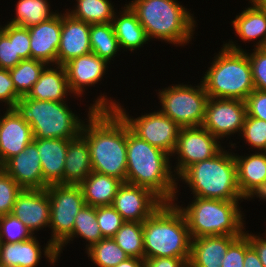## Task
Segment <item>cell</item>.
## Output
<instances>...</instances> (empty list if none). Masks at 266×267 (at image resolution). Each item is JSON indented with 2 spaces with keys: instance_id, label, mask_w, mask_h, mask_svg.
Returning a JSON list of instances; mask_svg holds the SVG:
<instances>
[{
  "instance_id": "6da1fadb",
  "label": "cell",
  "mask_w": 266,
  "mask_h": 267,
  "mask_svg": "<svg viewBox=\"0 0 266 267\" xmlns=\"http://www.w3.org/2000/svg\"><path fill=\"white\" fill-rule=\"evenodd\" d=\"M81 135L87 140L92 171L126 182L127 124L115 110L88 109Z\"/></svg>"
},
{
  "instance_id": "7a4b0ae2",
  "label": "cell",
  "mask_w": 266,
  "mask_h": 267,
  "mask_svg": "<svg viewBox=\"0 0 266 267\" xmlns=\"http://www.w3.org/2000/svg\"><path fill=\"white\" fill-rule=\"evenodd\" d=\"M169 156L162 149L138 138L127 125L126 183L151 190L163 202L176 201L178 183L171 171Z\"/></svg>"
},
{
  "instance_id": "3957f363",
  "label": "cell",
  "mask_w": 266,
  "mask_h": 267,
  "mask_svg": "<svg viewBox=\"0 0 266 267\" xmlns=\"http://www.w3.org/2000/svg\"><path fill=\"white\" fill-rule=\"evenodd\" d=\"M191 236L183 213L164 202L143 222L144 259L190 258Z\"/></svg>"
},
{
  "instance_id": "277c9868",
  "label": "cell",
  "mask_w": 266,
  "mask_h": 267,
  "mask_svg": "<svg viewBox=\"0 0 266 267\" xmlns=\"http://www.w3.org/2000/svg\"><path fill=\"white\" fill-rule=\"evenodd\" d=\"M215 57L201 79L207 95L244 101L255 90L247 52L229 41Z\"/></svg>"
},
{
  "instance_id": "5b68a950",
  "label": "cell",
  "mask_w": 266,
  "mask_h": 267,
  "mask_svg": "<svg viewBox=\"0 0 266 267\" xmlns=\"http://www.w3.org/2000/svg\"><path fill=\"white\" fill-rule=\"evenodd\" d=\"M128 6L149 39L158 38L180 46L192 40L196 22L176 0H132Z\"/></svg>"
},
{
  "instance_id": "8992f818",
  "label": "cell",
  "mask_w": 266,
  "mask_h": 267,
  "mask_svg": "<svg viewBox=\"0 0 266 267\" xmlns=\"http://www.w3.org/2000/svg\"><path fill=\"white\" fill-rule=\"evenodd\" d=\"M223 150L210 159L192 164L179 176L189 185L193 197L226 201L244 199L238 186L234 152Z\"/></svg>"
},
{
  "instance_id": "52a82bcc",
  "label": "cell",
  "mask_w": 266,
  "mask_h": 267,
  "mask_svg": "<svg viewBox=\"0 0 266 267\" xmlns=\"http://www.w3.org/2000/svg\"><path fill=\"white\" fill-rule=\"evenodd\" d=\"M183 213L192 239L203 236H241L245 226L238 201L194 197Z\"/></svg>"
},
{
  "instance_id": "ba28073f",
  "label": "cell",
  "mask_w": 266,
  "mask_h": 267,
  "mask_svg": "<svg viewBox=\"0 0 266 267\" xmlns=\"http://www.w3.org/2000/svg\"><path fill=\"white\" fill-rule=\"evenodd\" d=\"M66 104L22 96L13 109L31 126L34 138L72 140L81 134L85 122L72 113Z\"/></svg>"
},
{
  "instance_id": "9c48e42d",
  "label": "cell",
  "mask_w": 266,
  "mask_h": 267,
  "mask_svg": "<svg viewBox=\"0 0 266 267\" xmlns=\"http://www.w3.org/2000/svg\"><path fill=\"white\" fill-rule=\"evenodd\" d=\"M50 199L51 239L44 247V255L51 264L58 260L57 248L72 234L74 220L85 205L80 185L53 184L46 188Z\"/></svg>"
},
{
  "instance_id": "30bf717a",
  "label": "cell",
  "mask_w": 266,
  "mask_h": 267,
  "mask_svg": "<svg viewBox=\"0 0 266 267\" xmlns=\"http://www.w3.org/2000/svg\"><path fill=\"white\" fill-rule=\"evenodd\" d=\"M106 95L97 97L92 105L95 110H115L138 138L158 147L170 156L173 155L181 127L160 111L147 113L138 118H131L121 108L119 102L108 100ZM113 101V102H112Z\"/></svg>"
},
{
  "instance_id": "8fae6325",
  "label": "cell",
  "mask_w": 266,
  "mask_h": 267,
  "mask_svg": "<svg viewBox=\"0 0 266 267\" xmlns=\"http://www.w3.org/2000/svg\"><path fill=\"white\" fill-rule=\"evenodd\" d=\"M158 96L162 104L159 111L181 128L202 126L209 99L202 82L196 88L183 83L166 87Z\"/></svg>"
},
{
  "instance_id": "7c38bea8",
  "label": "cell",
  "mask_w": 266,
  "mask_h": 267,
  "mask_svg": "<svg viewBox=\"0 0 266 267\" xmlns=\"http://www.w3.org/2000/svg\"><path fill=\"white\" fill-rule=\"evenodd\" d=\"M218 140L203 126L182 127L173 152V155H178V163L174 167L177 178L192 164L217 155L223 149Z\"/></svg>"
},
{
  "instance_id": "4fadbf2b",
  "label": "cell",
  "mask_w": 266,
  "mask_h": 267,
  "mask_svg": "<svg viewBox=\"0 0 266 267\" xmlns=\"http://www.w3.org/2000/svg\"><path fill=\"white\" fill-rule=\"evenodd\" d=\"M246 105L240 99L209 97L202 126L218 139L242 131Z\"/></svg>"
},
{
  "instance_id": "5bb4252c",
  "label": "cell",
  "mask_w": 266,
  "mask_h": 267,
  "mask_svg": "<svg viewBox=\"0 0 266 267\" xmlns=\"http://www.w3.org/2000/svg\"><path fill=\"white\" fill-rule=\"evenodd\" d=\"M164 203L151 190L123 182L112 206L125 221L143 223Z\"/></svg>"
},
{
  "instance_id": "9a60e30c",
  "label": "cell",
  "mask_w": 266,
  "mask_h": 267,
  "mask_svg": "<svg viewBox=\"0 0 266 267\" xmlns=\"http://www.w3.org/2000/svg\"><path fill=\"white\" fill-rule=\"evenodd\" d=\"M11 214L34 234L49 227L50 199L46 189H23L16 197Z\"/></svg>"
},
{
  "instance_id": "2e32d148",
  "label": "cell",
  "mask_w": 266,
  "mask_h": 267,
  "mask_svg": "<svg viewBox=\"0 0 266 267\" xmlns=\"http://www.w3.org/2000/svg\"><path fill=\"white\" fill-rule=\"evenodd\" d=\"M1 168L22 189H46L37 145L32 141L19 154L8 159Z\"/></svg>"
},
{
  "instance_id": "e0dca14e",
  "label": "cell",
  "mask_w": 266,
  "mask_h": 267,
  "mask_svg": "<svg viewBox=\"0 0 266 267\" xmlns=\"http://www.w3.org/2000/svg\"><path fill=\"white\" fill-rule=\"evenodd\" d=\"M6 109L0 117V167L34 139L31 126L13 108Z\"/></svg>"
},
{
  "instance_id": "ac0fdd59",
  "label": "cell",
  "mask_w": 266,
  "mask_h": 267,
  "mask_svg": "<svg viewBox=\"0 0 266 267\" xmlns=\"http://www.w3.org/2000/svg\"><path fill=\"white\" fill-rule=\"evenodd\" d=\"M62 14L28 28L31 58L49 64H57L60 45ZM55 63V64H54Z\"/></svg>"
},
{
  "instance_id": "d6986e66",
  "label": "cell",
  "mask_w": 266,
  "mask_h": 267,
  "mask_svg": "<svg viewBox=\"0 0 266 267\" xmlns=\"http://www.w3.org/2000/svg\"><path fill=\"white\" fill-rule=\"evenodd\" d=\"M90 52V24L74 19L70 14L64 12L57 64L64 65L71 59Z\"/></svg>"
},
{
  "instance_id": "ffe728a7",
  "label": "cell",
  "mask_w": 266,
  "mask_h": 267,
  "mask_svg": "<svg viewBox=\"0 0 266 267\" xmlns=\"http://www.w3.org/2000/svg\"><path fill=\"white\" fill-rule=\"evenodd\" d=\"M108 62L90 52L65 63L68 85L72 94L80 97L84 87L97 84L105 74ZM90 85V86H89Z\"/></svg>"
},
{
  "instance_id": "44dd1931",
  "label": "cell",
  "mask_w": 266,
  "mask_h": 267,
  "mask_svg": "<svg viewBox=\"0 0 266 267\" xmlns=\"http://www.w3.org/2000/svg\"><path fill=\"white\" fill-rule=\"evenodd\" d=\"M234 159L242 197L246 200L258 196L266 186V153L258 151L249 156L234 154Z\"/></svg>"
},
{
  "instance_id": "7402d4cb",
  "label": "cell",
  "mask_w": 266,
  "mask_h": 267,
  "mask_svg": "<svg viewBox=\"0 0 266 267\" xmlns=\"http://www.w3.org/2000/svg\"><path fill=\"white\" fill-rule=\"evenodd\" d=\"M69 141L57 138L33 139L40 157L43 180L48 186L63 184V170Z\"/></svg>"
},
{
  "instance_id": "603a6c76",
  "label": "cell",
  "mask_w": 266,
  "mask_h": 267,
  "mask_svg": "<svg viewBox=\"0 0 266 267\" xmlns=\"http://www.w3.org/2000/svg\"><path fill=\"white\" fill-rule=\"evenodd\" d=\"M240 236H203L191 240L188 267H221L229 246Z\"/></svg>"
},
{
  "instance_id": "cb8c5ba5",
  "label": "cell",
  "mask_w": 266,
  "mask_h": 267,
  "mask_svg": "<svg viewBox=\"0 0 266 267\" xmlns=\"http://www.w3.org/2000/svg\"><path fill=\"white\" fill-rule=\"evenodd\" d=\"M47 67L44 68L26 97L34 100L65 102L64 100L67 98L65 96L72 93L68 85L65 67L58 64L54 68Z\"/></svg>"
},
{
  "instance_id": "d4e9b609",
  "label": "cell",
  "mask_w": 266,
  "mask_h": 267,
  "mask_svg": "<svg viewBox=\"0 0 266 267\" xmlns=\"http://www.w3.org/2000/svg\"><path fill=\"white\" fill-rule=\"evenodd\" d=\"M92 173L87 140L80 134L68 143L63 170V184L80 185Z\"/></svg>"
},
{
  "instance_id": "484cf974",
  "label": "cell",
  "mask_w": 266,
  "mask_h": 267,
  "mask_svg": "<svg viewBox=\"0 0 266 267\" xmlns=\"http://www.w3.org/2000/svg\"><path fill=\"white\" fill-rule=\"evenodd\" d=\"M123 181L109 175L92 173L80 184L86 205L111 206Z\"/></svg>"
},
{
  "instance_id": "4316f807",
  "label": "cell",
  "mask_w": 266,
  "mask_h": 267,
  "mask_svg": "<svg viewBox=\"0 0 266 267\" xmlns=\"http://www.w3.org/2000/svg\"><path fill=\"white\" fill-rule=\"evenodd\" d=\"M251 7L246 8L240 15L232 21L235 33L245 41H253L259 39L255 48L266 47V14L260 6L250 0Z\"/></svg>"
},
{
  "instance_id": "83f0119b",
  "label": "cell",
  "mask_w": 266,
  "mask_h": 267,
  "mask_svg": "<svg viewBox=\"0 0 266 267\" xmlns=\"http://www.w3.org/2000/svg\"><path fill=\"white\" fill-rule=\"evenodd\" d=\"M123 9L119 14L120 17L115 12L112 24L119 47L133 52V50L139 49L149 41V38L131 8L125 4Z\"/></svg>"
},
{
  "instance_id": "f1b7e54d",
  "label": "cell",
  "mask_w": 266,
  "mask_h": 267,
  "mask_svg": "<svg viewBox=\"0 0 266 267\" xmlns=\"http://www.w3.org/2000/svg\"><path fill=\"white\" fill-rule=\"evenodd\" d=\"M41 250L35 236L22 242H0V263L11 267H37Z\"/></svg>"
},
{
  "instance_id": "f546056e",
  "label": "cell",
  "mask_w": 266,
  "mask_h": 267,
  "mask_svg": "<svg viewBox=\"0 0 266 267\" xmlns=\"http://www.w3.org/2000/svg\"><path fill=\"white\" fill-rule=\"evenodd\" d=\"M76 235L88 241L85 249H89L93 244L104 238L97 222L96 207L85 204L80 209L74 220L72 234L57 248L58 256L61 254L63 247L70 240L72 241V238L77 237Z\"/></svg>"
},
{
  "instance_id": "4dcf8cb0",
  "label": "cell",
  "mask_w": 266,
  "mask_h": 267,
  "mask_svg": "<svg viewBox=\"0 0 266 267\" xmlns=\"http://www.w3.org/2000/svg\"><path fill=\"white\" fill-rule=\"evenodd\" d=\"M77 5L68 11L74 19L88 24L112 23L115 14L114 6L109 0H76Z\"/></svg>"
},
{
  "instance_id": "1f68e13d",
  "label": "cell",
  "mask_w": 266,
  "mask_h": 267,
  "mask_svg": "<svg viewBox=\"0 0 266 267\" xmlns=\"http://www.w3.org/2000/svg\"><path fill=\"white\" fill-rule=\"evenodd\" d=\"M49 8L47 0H19L15 9L16 17L8 23L26 28L38 25L57 14L51 12Z\"/></svg>"
},
{
  "instance_id": "d6a6232c",
  "label": "cell",
  "mask_w": 266,
  "mask_h": 267,
  "mask_svg": "<svg viewBox=\"0 0 266 267\" xmlns=\"http://www.w3.org/2000/svg\"><path fill=\"white\" fill-rule=\"evenodd\" d=\"M90 44L91 52L110 62L120 49L113 24H90Z\"/></svg>"
},
{
  "instance_id": "836d02e7",
  "label": "cell",
  "mask_w": 266,
  "mask_h": 267,
  "mask_svg": "<svg viewBox=\"0 0 266 267\" xmlns=\"http://www.w3.org/2000/svg\"><path fill=\"white\" fill-rule=\"evenodd\" d=\"M47 65L44 62L34 59H24L14 68L9 69L11 79L13 80L16 94L21 98L26 96L32 89V86L38 81L40 74Z\"/></svg>"
},
{
  "instance_id": "e575fe53",
  "label": "cell",
  "mask_w": 266,
  "mask_h": 267,
  "mask_svg": "<svg viewBox=\"0 0 266 267\" xmlns=\"http://www.w3.org/2000/svg\"><path fill=\"white\" fill-rule=\"evenodd\" d=\"M112 238L129 257L144 259L143 223L125 221Z\"/></svg>"
},
{
  "instance_id": "d590c367",
  "label": "cell",
  "mask_w": 266,
  "mask_h": 267,
  "mask_svg": "<svg viewBox=\"0 0 266 267\" xmlns=\"http://www.w3.org/2000/svg\"><path fill=\"white\" fill-rule=\"evenodd\" d=\"M86 253L98 267H115L129 257L113 238L101 239L87 249Z\"/></svg>"
},
{
  "instance_id": "8d00e7d4",
  "label": "cell",
  "mask_w": 266,
  "mask_h": 267,
  "mask_svg": "<svg viewBox=\"0 0 266 267\" xmlns=\"http://www.w3.org/2000/svg\"><path fill=\"white\" fill-rule=\"evenodd\" d=\"M33 237L31 231L12 214L0 216V242H22Z\"/></svg>"
},
{
  "instance_id": "74e56055",
  "label": "cell",
  "mask_w": 266,
  "mask_h": 267,
  "mask_svg": "<svg viewBox=\"0 0 266 267\" xmlns=\"http://www.w3.org/2000/svg\"><path fill=\"white\" fill-rule=\"evenodd\" d=\"M23 189L0 167V216L11 214L15 199Z\"/></svg>"
},
{
  "instance_id": "f35d334b",
  "label": "cell",
  "mask_w": 266,
  "mask_h": 267,
  "mask_svg": "<svg viewBox=\"0 0 266 267\" xmlns=\"http://www.w3.org/2000/svg\"><path fill=\"white\" fill-rule=\"evenodd\" d=\"M96 216L104 238H112L125 223V220L112 205L96 207Z\"/></svg>"
},
{
  "instance_id": "ab89813d",
  "label": "cell",
  "mask_w": 266,
  "mask_h": 267,
  "mask_svg": "<svg viewBox=\"0 0 266 267\" xmlns=\"http://www.w3.org/2000/svg\"><path fill=\"white\" fill-rule=\"evenodd\" d=\"M246 143L259 149L261 152L266 150V121L255 117L246 116L242 132Z\"/></svg>"
},
{
  "instance_id": "60d3db41",
  "label": "cell",
  "mask_w": 266,
  "mask_h": 267,
  "mask_svg": "<svg viewBox=\"0 0 266 267\" xmlns=\"http://www.w3.org/2000/svg\"><path fill=\"white\" fill-rule=\"evenodd\" d=\"M2 27L4 28L3 33L8 38H15L16 54H18L22 60L31 59L30 35L28 28L11 25L9 23Z\"/></svg>"
},
{
  "instance_id": "b9f144b4",
  "label": "cell",
  "mask_w": 266,
  "mask_h": 267,
  "mask_svg": "<svg viewBox=\"0 0 266 267\" xmlns=\"http://www.w3.org/2000/svg\"><path fill=\"white\" fill-rule=\"evenodd\" d=\"M248 55L253 82L256 90L266 91V47L254 48Z\"/></svg>"
},
{
  "instance_id": "7bdbcfd3",
  "label": "cell",
  "mask_w": 266,
  "mask_h": 267,
  "mask_svg": "<svg viewBox=\"0 0 266 267\" xmlns=\"http://www.w3.org/2000/svg\"><path fill=\"white\" fill-rule=\"evenodd\" d=\"M249 246V238L243 233L229 246L221 267H244L245 251Z\"/></svg>"
},
{
  "instance_id": "ee69618b",
  "label": "cell",
  "mask_w": 266,
  "mask_h": 267,
  "mask_svg": "<svg viewBox=\"0 0 266 267\" xmlns=\"http://www.w3.org/2000/svg\"><path fill=\"white\" fill-rule=\"evenodd\" d=\"M22 59L16 54L15 38L0 35V69L14 68Z\"/></svg>"
},
{
  "instance_id": "f6af8a7d",
  "label": "cell",
  "mask_w": 266,
  "mask_h": 267,
  "mask_svg": "<svg viewBox=\"0 0 266 267\" xmlns=\"http://www.w3.org/2000/svg\"><path fill=\"white\" fill-rule=\"evenodd\" d=\"M244 102L247 116L266 121V91L255 89Z\"/></svg>"
},
{
  "instance_id": "bcb514c9",
  "label": "cell",
  "mask_w": 266,
  "mask_h": 267,
  "mask_svg": "<svg viewBox=\"0 0 266 267\" xmlns=\"http://www.w3.org/2000/svg\"><path fill=\"white\" fill-rule=\"evenodd\" d=\"M19 99L9 69H0V101L13 108Z\"/></svg>"
},
{
  "instance_id": "7dc6e473",
  "label": "cell",
  "mask_w": 266,
  "mask_h": 267,
  "mask_svg": "<svg viewBox=\"0 0 266 267\" xmlns=\"http://www.w3.org/2000/svg\"><path fill=\"white\" fill-rule=\"evenodd\" d=\"M189 258H151L144 259V267H188Z\"/></svg>"
},
{
  "instance_id": "c3c4849f",
  "label": "cell",
  "mask_w": 266,
  "mask_h": 267,
  "mask_svg": "<svg viewBox=\"0 0 266 267\" xmlns=\"http://www.w3.org/2000/svg\"><path fill=\"white\" fill-rule=\"evenodd\" d=\"M244 234L249 238L250 245L255 249L264 267H266V238L255 236L244 231Z\"/></svg>"
},
{
  "instance_id": "681fc988",
  "label": "cell",
  "mask_w": 266,
  "mask_h": 267,
  "mask_svg": "<svg viewBox=\"0 0 266 267\" xmlns=\"http://www.w3.org/2000/svg\"><path fill=\"white\" fill-rule=\"evenodd\" d=\"M244 267H264L257 252L251 245L245 251Z\"/></svg>"
},
{
  "instance_id": "f907efd6",
  "label": "cell",
  "mask_w": 266,
  "mask_h": 267,
  "mask_svg": "<svg viewBox=\"0 0 266 267\" xmlns=\"http://www.w3.org/2000/svg\"><path fill=\"white\" fill-rule=\"evenodd\" d=\"M115 267H144V259L128 257L125 261H122Z\"/></svg>"
},
{
  "instance_id": "816d5d0a",
  "label": "cell",
  "mask_w": 266,
  "mask_h": 267,
  "mask_svg": "<svg viewBox=\"0 0 266 267\" xmlns=\"http://www.w3.org/2000/svg\"><path fill=\"white\" fill-rule=\"evenodd\" d=\"M266 14V0H254Z\"/></svg>"
},
{
  "instance_id": "f5cc1de1",
  "label": "cell",
  "mask_w": 266,
  "mask_h": 267,
  "mask_svg": "<svg viewBox=\"0 0 266 267\" xmlns=\"http://www.w3.org/2000/svg\"><path fill=\"white\" fill-rule=\"evenodd\" d=\"M257 197L258 198L261 197V199H263L264 201L266 200V186L264 187V189L261 191V193Z\"/></svg>"
},
{
  "instance_id": "db71d44e",
  "label": "cell",
  "mask_w": 266,
  "mask_h": 267,
  "mask_svg": "<svg viewBox=\"0 0 266 267\" xmlns=\"http://www.w3.org/2000/svg\"><path fill=\"white\" fill-rule=\"evenodd\" d=\"M0 267H11V266L4 265V264H1V263H0Z\"/></svg>"
},
{
  "instance_id": "11a10c76",
  "label": "cell",
  "mask_w": 266,
  "mask_h": 267,
  "mask_svg": "<svg viewBox=\"0 0 266 267\" xmlns=\"http://www.w3.org/2000/svg\"><path fill=\"white\" fill-rule=\"evenodd\" d=\"M3 29H4V28H2L1 25H0V35H1V33L3 32Z\"/></svg>"
}]
</instances>
